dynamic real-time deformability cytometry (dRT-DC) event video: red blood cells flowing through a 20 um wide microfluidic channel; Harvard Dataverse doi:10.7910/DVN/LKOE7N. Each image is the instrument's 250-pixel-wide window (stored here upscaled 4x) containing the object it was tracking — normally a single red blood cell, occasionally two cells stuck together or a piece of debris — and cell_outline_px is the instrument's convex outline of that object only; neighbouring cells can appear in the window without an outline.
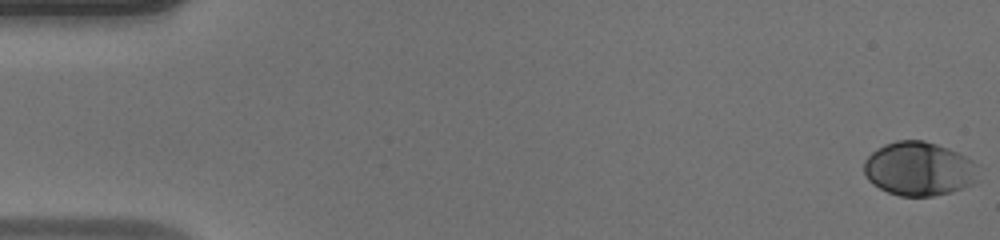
{"species": "human", "species_latin": "Homo sapiens", "temperature_condition": "warm", "stored_images_in_passage": 50, "camera_frame_rate_fps": 3000, "um_per_image_px": 0.085, "donor": {"sex": "male"}, "frame": {"image": 1, "passage_image": 1, "time_ms": 0.0, "image_size_px": [1000, 240], "cell_outline_px": [[980, 164], [976, 180], [952, 192], [932, 196], [900, 196], [888, 192], [872, 184], [868, 180], [864, 172], [864, 160], [876, 148], [884, 144], [896, 140], [924, 140], [948, 148]], "centroid_in_image_um": [78.09, 14.34], "position_along_channel_um": 6.9, "area_um2": 36.01}}
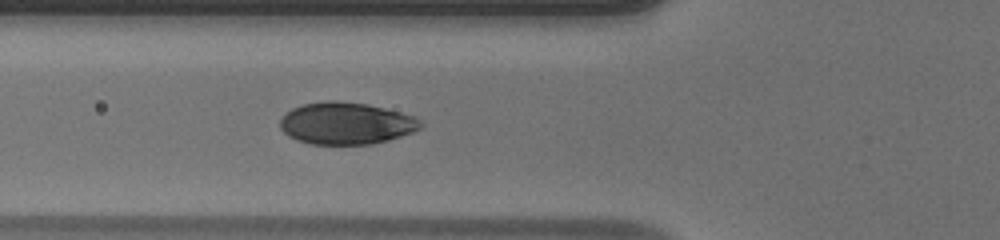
{"frame": {"image": 2, "passage_image": 19, "time_ms": 6.0, "image_size_px": [1000, 240], "cell_outline_px": [[424, 124], [420, 128], [412, 132], [388, 140], [372, 144], [312, 144], [296, 140], [288, 136], [280, 128], [280, 120], [292, 108], [300, 104], [324, 100], [336, 100], [368, 104], [416, 116]], "centroid_in_image_um": [29.41, 10.47], "position_along_channel_um": 96.4, "area_um2": 34.56}}
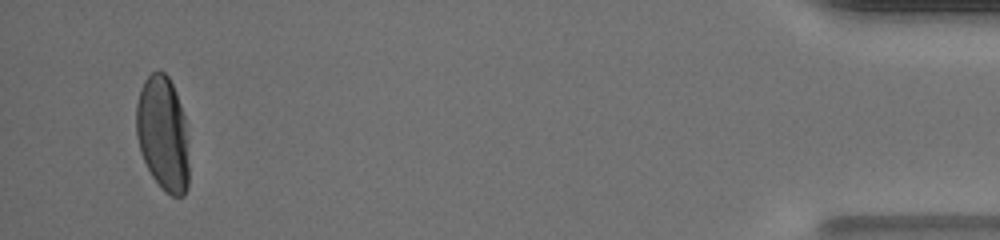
{"frame": {"image": 3, "passage_image": 48, "time_ms": 15.667, "image_size_px": [1000, 240], "cell_outline_px": [[188, 188], [184, 196], [172, 196], [164, 192], [152, 176], [140, 152], [136, 136], [136, 104], [140, 88], [144, 80], [152, 72], [164, 72], [168, 76], [176, 92], [184, 116], [188, 140]], "centroid_in_image_um": [13.84, 11.38], "position_along_channel_um": 421.4, "area_um2": 35.55}, "authors_computed_cell_mechanics": {"area_um2": 35.4025, "velocity_mm_per_s": 4.1723, "shape_relaxation_time_tau1_ms": 2.2627, "shape_relaxation_time_tau2_ms": null, "deformation_change_tau1": 0.1588, "deformation_change_tau2": null}}